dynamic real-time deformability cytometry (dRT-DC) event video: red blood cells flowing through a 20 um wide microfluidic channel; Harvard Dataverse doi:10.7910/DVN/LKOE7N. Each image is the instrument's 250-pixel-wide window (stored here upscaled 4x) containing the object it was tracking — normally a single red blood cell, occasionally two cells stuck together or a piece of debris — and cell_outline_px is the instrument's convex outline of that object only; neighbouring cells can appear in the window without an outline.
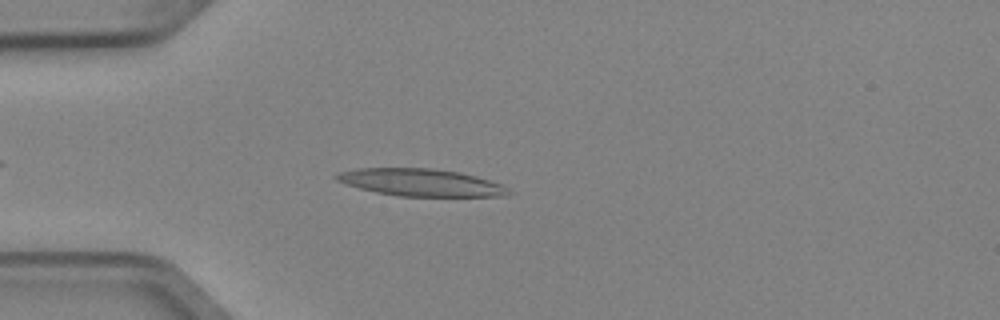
{"species": "Egyptian fruit bat (a non-hibernating species)", "species_latin": "Rousettus aegyptiacus", "temperature_condition": "cold", "stored_images_in_passage": 1, "camera_frame_rate_fps": 3000, "um_per_image_px": 0.085, "animal": {"sex": "female"}, "frame": {"image": 1, "passage_image": 1, "time_ms": 0.0, "image_size_px": [1000, 320], "cell_outline_px": [[512, 192], [508, 196], [400, 196], [376, 192], [360, 188], [336, 180], [332, 176], [336, 172], [356, 168], [432, 168], [460, 172], [476, 176], [504, 184]], "centroid_in_image_um": [35.79, 15.5], "position_along_channel_um": 49.2, "area_um2": 27.57}}